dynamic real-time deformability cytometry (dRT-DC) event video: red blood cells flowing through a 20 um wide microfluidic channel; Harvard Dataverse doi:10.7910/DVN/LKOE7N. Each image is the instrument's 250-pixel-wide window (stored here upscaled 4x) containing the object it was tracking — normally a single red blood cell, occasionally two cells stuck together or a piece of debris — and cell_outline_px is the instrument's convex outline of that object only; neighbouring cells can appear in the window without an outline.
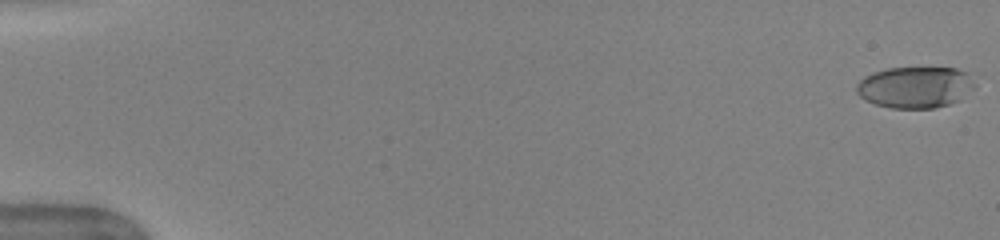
{"species": "human", "species_latin": "Homo sapiens", "temperature_condition": "warm", "stored_images_in_passage": 52, "camera_frame_rate_fps": 3000, "um_per_image_px": 0.085, "donor": {"sex": "female"}, "frame": {"image": 1, "passage_image": 1, "time_ms": 0.0, "image_size_px": [1000, 240], "cell_outline_px": [[976, 88], [960, 100], [948, 104], [932, 108], [892, 108], [876, 104], [860, 96], [856, 92], [856, 84], [864, 76], [872, 72], [888, 68], [956, 68], [968, 72], [976, 84]], "centroid_in_image_um": [77.83, 7.4], "position_along_channel_um": 7.2, "area_um2": 28.73}}
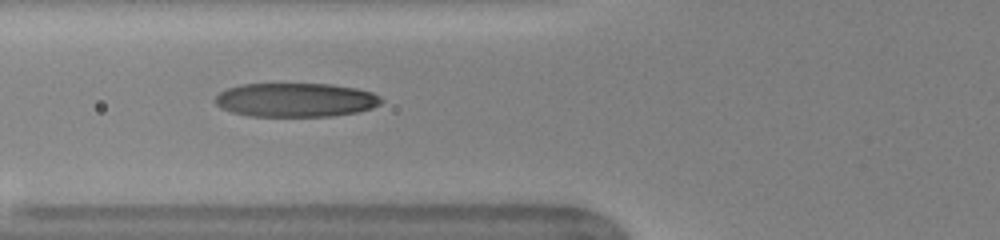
{"frame": {"image": 2, "passage_image": 21, "time_ms": 6.667, "image_size_px": [1000, 240], "cell_outline_px": [[384, 100], [380, 104], [372, 108], [360, 112], [332, 116], [252, 116], [232, 112], [220, 108], [216, 104], [216, 96], [220, 92], [228, 88], [240, 84], [332, 84], [356, 88], [372, 92], [380, 96]], "centroid_in_image_um": [25.17, 8.49], "position_along_channel_um": 100.6, "area_um2": 33.0}}
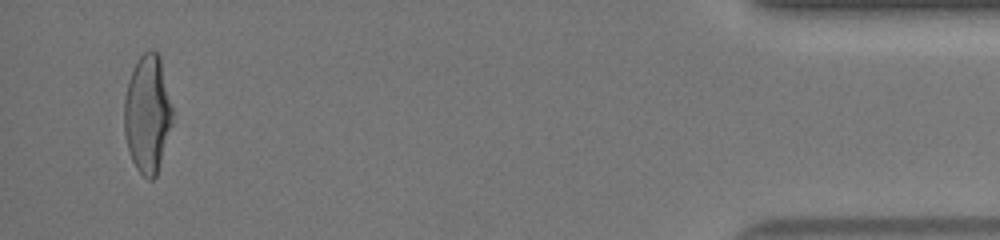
{"frame": {"image": 3, "passage_image": 50, "time_ms": 16.333, "image_size_px": [1000, 240], "cell_outline_px": [[172, 124], [156, 176], [152, 180], [148, 180], [136, 168], [132, 160], [128, 148], [124, 132], [124, 96], [128, 80], [140, 56], [148, 48], [152, 48], [160, 56], [172, 108]], "centroid_in_image_um": [12.53, 9.67], "position_along_channel_um": 422.7, "area_um2": 33.06}, "authors_computed_cell_mechanics": {"area_um2": 32.4836, "velocity_mm_per_s": 4.0363, "shape_relaxation_time_tau1_ms": 5.6788, "shape_relaxation_time_tau2_ms": 0.9013, "deformation_change_tau1": 0.2522, "deformation_change_tau2": 0.09}}